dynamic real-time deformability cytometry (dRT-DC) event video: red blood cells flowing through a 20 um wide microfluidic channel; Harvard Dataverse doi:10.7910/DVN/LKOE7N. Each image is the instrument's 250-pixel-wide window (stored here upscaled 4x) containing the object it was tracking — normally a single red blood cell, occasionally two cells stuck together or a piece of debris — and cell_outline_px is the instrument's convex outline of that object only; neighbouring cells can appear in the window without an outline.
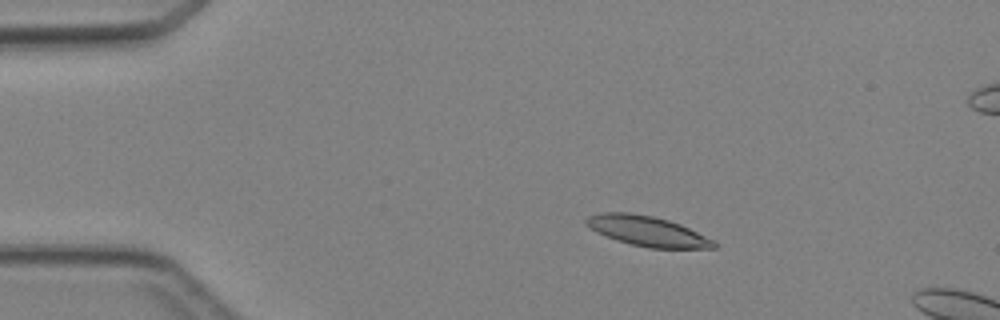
{"species": "Egyptian fruit bat (a non-hibernating species)", "species_latin": "Rousettus aegyptiacus", "temperature_condition": "cold", "stored_images_in_passage": 4, "camera_frame_rate_fps": 3000, "um_per_image_px": 0.085, "animal": {"sex": "female"}, "frame": {"image": 1, "passage_image": 2, "time_ms": 1.333, "image_size_px": [1000, 320], "cell_outline_px": [[716, 248], [648, 248], [616, 240], [596, 232], [584, 220], [588, 216], [600, 212], [632, 212], [652, 216], [668, 220], [680, 224], [716, 240]], "centroid_in_image_um": [55.05, 19.64], "position_along_channel_um": 30.0, "area_um2": 22.37}}